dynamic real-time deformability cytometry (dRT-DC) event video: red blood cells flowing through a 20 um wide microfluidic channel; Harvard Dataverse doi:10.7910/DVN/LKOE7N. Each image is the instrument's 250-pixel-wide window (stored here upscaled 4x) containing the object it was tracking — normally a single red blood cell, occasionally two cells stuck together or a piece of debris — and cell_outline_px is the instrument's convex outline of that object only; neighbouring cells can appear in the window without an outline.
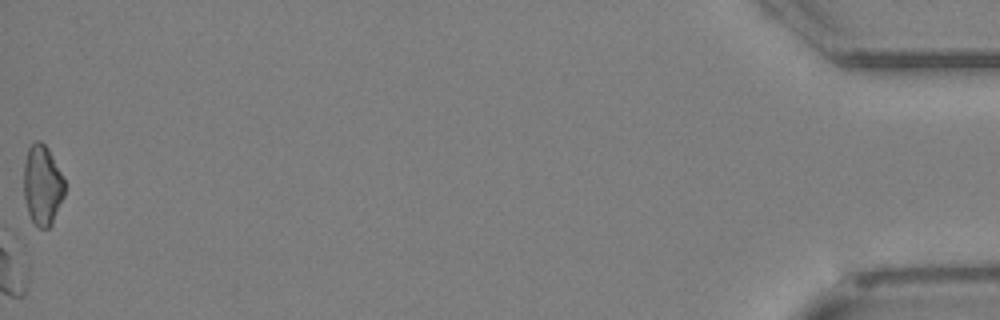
{"species": "Egyptian fruit bat (a non-hibernating species)", "species_latin": "Rousettus aegyptiacus", "temperature_condition": "cold", "stored_images_in_passage": 29, "camera_frame_rate_fps": 3000, "um_per_image_px": 0.085, "animal": {"sex": "female"}, "frame": {"image": 1, "passage_image": 29, "time_ms": 9.333, "image_size_px": [1000, 320], "cell_outline_px": [[64, 196], [52, 224], [48, 228], [40, 228], [32, 220], [28, 212], [24, 196], [24, 164], [28, 148], [36, 140], [40, 140], [48, 148], [64, 180]], "centroid_in_image_um": [3.6, 15.73], "position_along_channel_um": 431.6, "area_um2": 18.84}}